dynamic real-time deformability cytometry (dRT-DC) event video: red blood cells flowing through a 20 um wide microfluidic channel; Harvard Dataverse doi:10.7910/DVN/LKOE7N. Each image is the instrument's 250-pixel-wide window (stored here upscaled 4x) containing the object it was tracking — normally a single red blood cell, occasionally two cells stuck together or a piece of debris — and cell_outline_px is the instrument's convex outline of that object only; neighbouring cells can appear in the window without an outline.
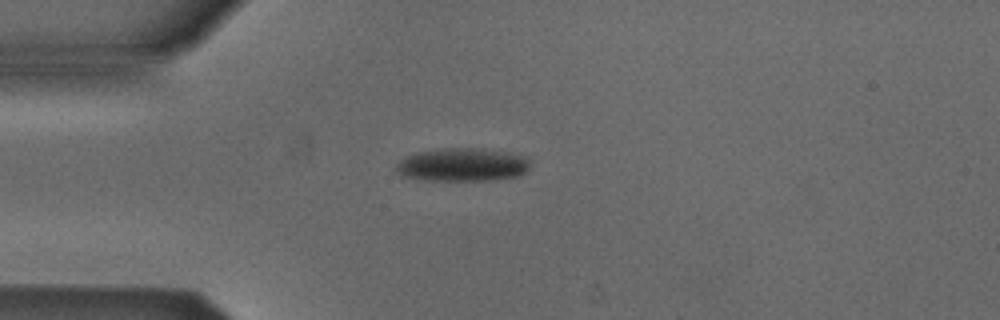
{"species": "Egyptian fruit bat (a non-hibernating species)", "species_latin": "Rousettus aegyptiacus", "temperature_condition": "cold", "stored_images_in_passage": 40, "camera_frame_rate_fps": 3000, "um_per_image_px": 0.085, "animal": {"sex": "male"}, "frame": {"image": 1, "passage_image": 1, "time_ms": 0.0, "image_size_px": [1000, 320], "cell_outline_px": [[528, 168], [520, 176], [488, 180], [424, 180], [404, 176], [396, 172], [396, 164], [404, 156], [416, 152], [444, 148], [484, 148], [508, 152], [528, 156]], "centroid_in_image_um": [39.3, 13.99], "position_along_channel_um": 45.7, "area_um2": 26.13}}
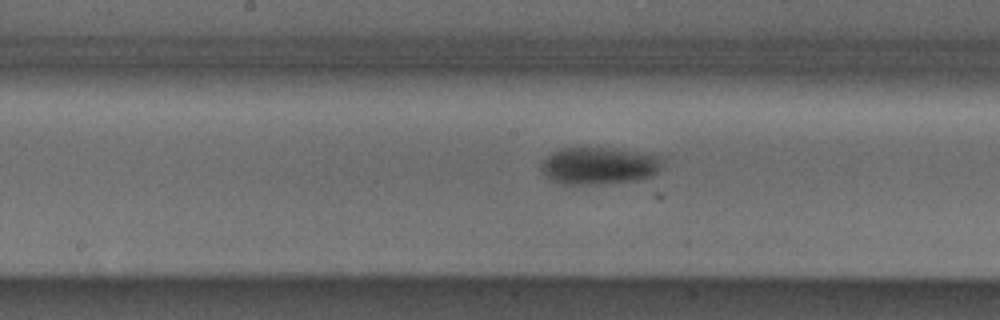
{"frame": {"image": 2, "passage_image": 14, "time_ms": 4.333, "image_size_px": [1000, 320], "cell_outline_px": [[664, 156], [660, 168], [652, 176], [636, 180], [600, 184], [564, 184], [552, 180], [540, 168], [544, 160], [552, 152], [560, 148], [600, 148]], "centroid_in_image_um": [50.92, 14.1], "position_along_channel_um": 197.3, "area_um2": 25.78}}
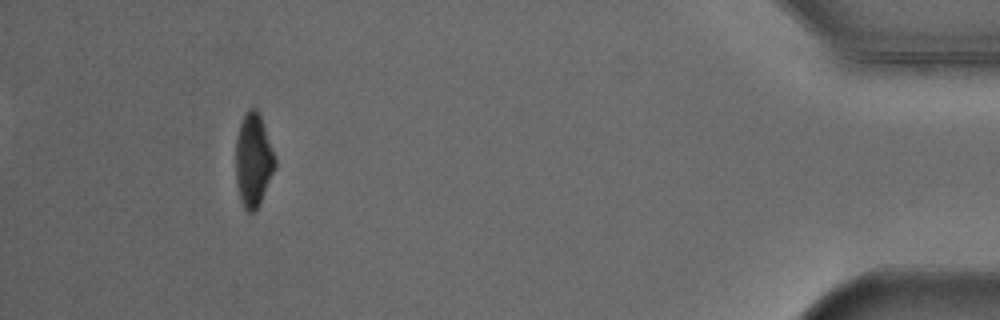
{"frame": {"image": 3, "passage_image": 36, "time_ms": 11.667, "image_size_px": [1000, 320], "cell_outline_px": [[276, 168], [260, 204], [252, 212], [248, 212], [244, 208], [236, 184], [236, 140], [240, 124], [244, 112], [248, 108], [256, 108], [260, 112], [276, 156]], "centroid_in_image_um": [21.56, 13.56], "position_along_channel_um": 413.6, "area_um2": 21.73}, "authors_computed_cell_mechanics": {"area_um2": 25.9233, "velocity_mm_per_s": 3.8808, "shape_relaxation_time_tau1_ms": 2.4576, "shape_relaxation_time_tau2_ms": null, "deformation_change_tau1": 0.0954, "deformation_change_tau2": null}}